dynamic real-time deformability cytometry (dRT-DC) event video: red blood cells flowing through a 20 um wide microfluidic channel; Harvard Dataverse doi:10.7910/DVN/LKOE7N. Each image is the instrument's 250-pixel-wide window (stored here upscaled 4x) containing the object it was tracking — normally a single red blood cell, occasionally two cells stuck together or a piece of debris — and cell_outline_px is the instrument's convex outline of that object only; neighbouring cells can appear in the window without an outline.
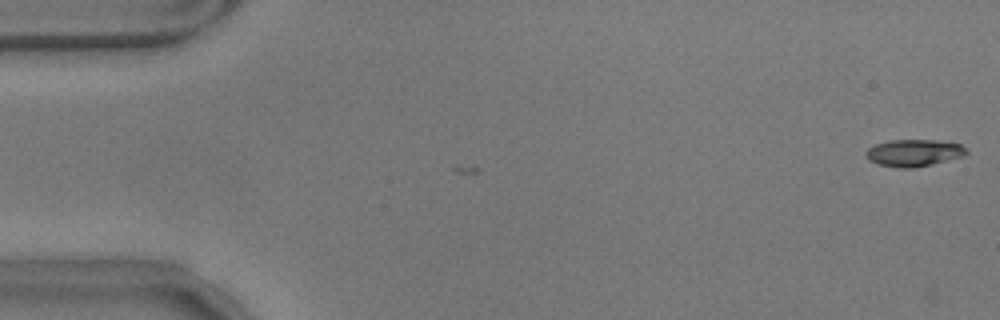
{"species": "common noctule bat (a hibernating species)", "species_latin": "Nyctalus noctula", "temperature_condition": "warm", "stored_images_in_passage": 2, "camera_frame_rate_fps": 3000, "um_per_image_px": 0.085, "animal": {"sex": "male", "body_mass_g": 17.9}, "frame": {"image": 1, "passage_image": 2, "time_ms": 0.333, "image_size_px": [1000, 320], "cell_outline_px": [[968, 152], [964, 156], [932, 164], [912, 168], [900, 168], [880, 164], [868, 160], [864, 152], [868, 148], [876, 144], [888, 140], [936, 140], [960, 144]], "centroid_in_image_um": [77.66, 12.99], "position_along_channel_um": 7.3, "area_um2": 15.72}}